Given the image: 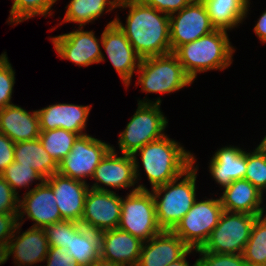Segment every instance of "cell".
<instances>
[{
	"instance_id": "obj_1",
	"label": "cell",
	"mask_w": 266,
	"mask_h": 266,
	"mask_svg": "<svg viewBox=\"0 0 266 266\" xmlns=\"http://www.w3.org/2000/svg\"><path fill=\"white\" fill-rule=\"evenodd\" d=\"M129 8L126 25L115 23L125 33L134 51L143 59L171 53L169 15L138 0H119L117 8Z\"/></svg>"
},
{
	"instance_id": "obj_2",
	"label": "cell",
	"mask_w": 266,
	"mask_h": 266,
	"mask_svg": "<svg viewBox=\"0 0 266 266\" xmlns=\"http://www.w3.org/2000/svg\"><path fill=\"white\" fill-rule=\"evenodd\" d=\"M137 153L141 157L151 189L182 176L193 165V154L166 134L158 140L147 143L132 155L135 160L136 183L140 180Z\"/></svg>"
},
{
	"instance_id": "obj_3",
	"label": "cell",
	"mask_w": 266,
	"mask_h": 266,
	"mask_svg": "<svg viewBox=\"0 0 266 266\" xmlns=\"http://www.w3.org/2000/svg\"><path fill=\"white\" fill-rule=\"evenodd\" d=\"M234 52L227 31L216 29L193 42L181 45L174 54L194 82L197 73L221 71L229 67L233 62Z\"/></svg>"
},
{
	"instance_id": "obj_4",
	"label": "cell",
	"mask_w": 266,
	"mask_h": 266,
	"mask_svg": "<svg viewBox=\"0 0 266 266\" xmlns=\"http://www.w3.org/2000/svg\"><path fill=\"white\" fill-rule=\"evenodd\" d=\"M195 161L197 160L193 155V165L182 176L151 190L155 201L157 223L162 230L172 231L197 200L198 167L194 166ZM181 178L183 179L180 180Z\"/></svg>"
},
{
	"instance_id": "obj_5",
	"label": "cell",
	"mask_w": 266,
	"mask_h": 266,
	"mask_svg": "<svg viewBox=\"0 0 266 266\" xmlns=\"http://www.w3.org/2000/svg\"><path fill=\"white\" fill-rule=\"evenodd\" d=\"M161 98L155 102L146 98L138 101V107L126 128L119 134L118 145L122 154L133 155L147 143L162 138L167 118L161 112Z\"/></svg>"
},
{
	"instance_id": "obj_6",
	"label": "cell",
	"mask_w": 266,
	"mask_h": 266,
	"mask_svg": "<svg viewBox=\"0 0 266 266\" xmlns=\"http://www.w3.org/2000/svg\"><path fill=\"white\" fill-rule=\"evenodd\" d=\"M131 190L125 199L121 197L118 229L146 242L162 231L156 219L153 193L142 184Z\"/></svg>"
},
{
	"instance_id": "obj_7",
	"label": "cell",
	"mask_w": 266,
	"mask_h": 266,
	"mask_svg": "<svg viewBox=\"0 0 266 266\" xmlns=\"http://www.w3.org/2000/svg\"><path fill=\"white\" fill-rule=\"evenodd\" d=\"M136 72L139 74L137 84L146 93L176 92L193 83L173 52L143 58Z\"/></svg>"
},
{
	"instance_id": "obj_8",
	"label": "cell",
	"mask_w": 266,
	"mask_h": 266,
	"mask_svg": "<svg viewBox=\"0 0 266 266\" xmlns=\"http://www.w3.org/2000/svg\"><path fill=\"white\" fill-rule=\"evenodd\" d=\"M257 217L247 213L223 211L208 240L195 251L243 254Z\"/></svg>"
},
{
	"instance_id": "obj_9",
	"label": "cell",
	"mask_w": 266,
	"mask_h": 266,
	"mask_svg": "<svg viewBox=\"0 0 266 266\" xmlns=\"http://www.w3.org/2000/svg\"><path fill=\"white\" fill-rule=\"evenodd\" d=\"M223 211L219 198L196 200L172 231L190 248H201L217 226Z\"/></svg>"
},
{
	"instance_id": "obj_10",
	"label": "cell",
	"mask_w": 266,
	"mask_h": 266,
	"mask_svg": "<svg viewBox=\"0 0 266 266\" xmlns=\"http://www.w3.org/2000/svg\"><path fill=\"white\" fill-rule=\"evenodd\" d=\"M112 146L88 134L78 136L71 151L58 163V173L72 179L85 181L92 178L96 167Z\"/></svg>"
},
{
	"instance_id": "obj_11",
	"label": "cell",
	"mask_w": 266,
	"mask_h": 266,
	"mask_svg": "<svg viewBox=\"0 0 266 266\" xmlns=\"http://www.w3.org/2000/svg\"><path fill=\"white\" fill-rule=\"evenodd\" d=\"M169 20L173 53L181 45L193 42L216 30L201 0H194L180 11L169 15Z\"/></svg>"
},
{
	"instance_id": "obj_12",
	"label": "cell",
	"mask_w": 266,
	"mask_h": 266,
	"mask_svg": "<svg viewBox=\"0 0 266 266\" xmlns=\"http://www.w3.org/2000/svg\"><path fill=\"white\" fill-rule=\"evenodd\" d=\"M78 28L69 33L50 37L58 57L80 67L105 61L99 44L101 37L97 39L93 31H84V27Z\"/></svg>"
},
{
	"instance_id": "obj_13",
	"label": "cell",
	"mask_w": 266,
	"mask_h": 266,
	"mask_svg": "<svg viewBox=\"0 0 266 266\" xmlns=\"http://www.w3.org/2000/svg\"><path fill=\"white\" fill-rule=\"evenodd\" d=\"M121 216V197L114 191L89 189L80 224L94 232L118 228Z\"/></svg>"
},
{
	"instance_id": "obj_14",
	"label": "cell",
	"mask_w": 266,
	"mask_h": 266,
	"mask_svg": "<svg viewBox=\"0 0 266 266\" xmlns=\"http://www.w3.org/2000/svg\"><path fill=\"white\" fill-rule=\"evenodd\" d=\"M101 39L100 44L104 48L110 62L125 87H128L133 73L140 67L142 58L134 51L125 33L115 23V19L106 25L101 34Z\"/></svg>"
},
{
	"instance_id": "obj_15",
	"label": "cell",
	"mask_w": 266,
	"mask_h": 266,
	"mask_svg": "<svg viewBox=\"0 0 266 266\" xmlns=\"http://www.w3.org/2000/svg\"><path fill=\"white\" fill-rule=\"evenodd\" d=\"M21 226V223H17L7 248L0 256V265L4 264L11 255L18 266H32L46 259L49 244L44 229L31 226L20 235Z\"/></svg>"
},
{
	"instance_id": "obj_16",
	"label": "cell",
	"mask_w": 266,
	"mask_h": 266,
	"mask_svg": "<svg viewBox=\"0 0 266 266\" xmlns=\"http://www.w3.org/2000/svg\"><path fill=\"white\" fill-rule=\"evenodd\" d=\"M93 179L95 183L89 187L97 191H110L107 186L118 190L134 187L136 179L133 156L122 154L119 157L113 146L96 167L92 176ZM101 184L105 185L106 188L101 186Z\"/></svg>"
},
{
	"instance_id": "obj_17",
	"label": "cell",
	"mask_w": 266,
	"mask_h": 266,
	"mask_svg": "<svg viewBox=\"0 0 266 266\" xmlns=\"http://www.w3.org/2000/svg\"><path fill=\"white\" fill-rule=\"evenodd\" d=\"M25 215L35 222L32 227L38 228L62 221L54 192L46 181L37 183L36 187L24 194L22 200L19 199L18 221H21L18 223H24Z\"/></svg>"
},
{
	"instance_id": "obj_18",
	"label": "cell",
	"mask_w": 266,
	"mask_h": 266,
	"mask_svg": "<svg viewBox=\"0 0 266 266\" xmlns=\"http://www.w3.org/2000/svg\"><path fill=\"white\" fill-rule=\"evenodd\" d=\"M45 181L52 187L62 220L81 222L86 194L90 189L86 182L54 173Z\"/></svg>"
},
{
	"instance_id": "obj_19",
	"label": "cell",
	"mask_w": 266,
	"mask_h": 266,
	"mask_svg": "<svg viewBox=\"0 0 266 266\" xmlns=\"http://www.w3.org/2000/svg\"><path fill=\"white\" fill-rule=\"evenodd\" d=\"M190 247L173 231L162 230L143 242L136 266H168L180 259Z\"/></svg>"
},
{
	"instance_id": "obj_20",
	"label": "cell",
	"mask_w": 266,
	"mask_h": 266,
	"mask_svg": "<svg viewBox=\"0 0 266 266\" xmlns=\"http://www.w3.org/2000/svg\"><path fill=\"white\" fill-rule=\"evenodd\" d=\"M91 106L69 103H56L37 110L40 130L65 129L78 134H87L86 122Z\"/></svg>"
},
{
	"instance_id": "obj_21",
	"label": "cell",
	"mask_w": 266,
	"mask_h": 266,
	"mask_svg": "<svg viewBox=\"0 0 266 266\" xmlns=\"http://www.w3.org/2000/svg\"><path fill=\"white\" fill-rule=\"evenodd\" d=\"M100 257L121 266H136L143 241L118 228L102 231Z\"/></svg>"
},
{
	"instance_id": "obj_22",
	"label": "cell",
	"mask_w": 266,
	"mask_h": 266,
	"mask_svg": "<svg viewBox=\"0 0 266 266\" xmlns=\"http://www.w3.org/2000/svg\"><path fill=\"white\" fill-rule=\"evenodd\" d=\"M40 132L37 110L29 113L14 104L0 109V133L14 143L37 139Z\"/></svg>"
},
{
	"instance_id": "obj_23",
	"label": "cell",
	"mask_w": 266,
	"mask_h": 266,
	"mask_svg": "<svg viewBox=\"0 0 266 266\" xmlns=\"http://www.w3.org/2000/svg\"><path fill=\"white\" fill-rule=\"evenodd\" d=\"M223 190L219 199L224 211L264 215V193L246 179L235 180Z\"/></svg>"
},
{
	"instance_id": "obj_24",
	"label": "cell",
	"mask_w": 266,
	"mask_h": 266,
	"mask_svg": "<svg viewBox=\"0 0 266 266\" xmlns=\"http://www.w3.org/2000/svg\"><path fill=\"white\" fill-rule=\"evenodd\" d=\"M247 166V151L237 146H225L215 152L209 163L213 179L226 187L233 181L244 179Z\"/></svg>"
},
{
	"instance_id": "obj_25",
	"label": "cell",
	"mask_w": 266,
	"mask_h": 266,
	"mask_svg": "<svg viewBox=\"0 0 266 266\" xmlns=\"http://www.w3.org/2000/svg\"><path fill=\"white\" fill-rule=\"evenodd\" d=\"M205 5L212 25L216 29L229 31L238 26L250 7V0H201Z\"/></svg>"
},
{
	"instance_id": "obj_26",
	"label": "cell",
	"mask_w": 266,
	"mask_h": 266,
	"mask_svg": "<svg viewBox=\"0 0 266 266\" xmlns=\"http://www.w3.org/2000/svg\"><path fill=\"white\" fill-rule=\"evenodd\" d=\"M14 161L32 167L44 179L58 172V163L44 149L39 138L15 143Z\"/></svg>"
},
{
	"instance_id": "obj_27",
	"label": "cell",
	"mask_w": 266,
	"mask_h": 266,
	"mask_svg": "<svg viewBox=\"0 0 266 266\" xmlns=\"http://www.w3.org/2000/svg\"><path fill=\"white\" fill-rule=\"evenodd\" d=\"M66 248L80 266H89L100 257L99 233L73 222L70 225L69 246Z\"/></svg>"
},
{
	"instance_id": "obj_28",
	"label": "cell",
	"mask_w": 266,
	"mask_h": 266,
	"mask_svg": "<svg viewBox=\"0 0 266 266\" xmlns=\"http://www.w3.org/2000/svg\"><path fill=\"white\" fill-rule=\"evenodd\" d=\"M118 2L119 0H70L65 7L67 10L62 23L74 22L83 27L98 19L105 11L116 9Z\"/></svg>"
},
{
	"instance_id": "obj_29",
	"label": "cell",
	"mask_w": 266,
	"mask_h": 266,
	"mask_svg": "<svg viewBox=\"0 0 266 266\" xmlns=\"http://www.w3.org/2000/svg\"><path fill=\"white\" fill-rule=\"evenodd\" d=\"M242 255L248 266L266 265V214L256 218Z\"/></svg>"
},
{
	"instance_id": "obj_30",
	"label": "cell",
	"mask_w": 266,
	"mask_h": 266,
	"mask_svg": "<svg viewBox=\"0 0 266 266\" xmlns=\"http://www.w3.org/2000/svg\"><path fill=\"white\" fill-rule=\"evenodd\" d=\"M78 134L57 128L52 130H41L39 139L48 154L57 163L61 162L71 151Z\"/></svg>"
},
{
	"instance_id": "obj_31",
	"label": "cell",
	"mask_w": 266,
	"mask_h": 266,
	"mask_svg": "<svg viewBox=\"0 0 266 266\" xmlns=\"http://www.w3.org/2000/svg\"><path fill=\"white\" fill-rule=\"evenodd\" d=\"M12 8L8 22L13 25H18L24 20L30 19L33 16L41 15L47 17L53 14L52 6L57 0H12ZM15 23V24H14Z\"/></svg>"
},
{
	"instance_id": "obj_32",
	"label": "cell",
	"mask_w": 266,
	"mask_h": 266,
	"mask_svg": "<svg viewBox=\"0 0 266 266\" xmlns=\"http://www.w3.org/2000/svg\"><path fill=\"white\" fill-rule=\"evenodd\" d=\"M12 187L14 193L18 196L17 188L28 187L34 180L43 183L45 179L32 167L12 162L0 174Z\"/></svg>"
},
{
	"instance_id": "obj_33",
	"label": "cell",
	"mask_w": 266,
	"mask_h": 266,
	"mask_svg": "<svg viewBox=\"0 0 266 266\" xmlns=\"http://www.w3.org/2000/svg\"><path fill=\"white\" fill-rule=\"evenodd\" d=\"M244 179L253 184L262 193L266 192V155L257 148L247 152V166Z\"/></svg>"
},
{
	"instance_id": "obj_34",
	"label": "cell",
	"mask_w": 266,
	"mask_h": 266,
	"mask_svg": "<svg viewBox=\"0 0 266 266\" xmlns=\"http://www.w3.org/2000/svg\"><path fill=\"white\" fill-rule=\"evenodd\" d=\"M15 84V70L8 60L6 52L0 55V109L13 104L11 102Z\"/></svg>"
},
{
	"instance_id": "obj_35",
	"label": "cell",
	"mask_w": 266,
	"mask_h": 266,
	"mask_svg": "<svg viewBox=\"0 0 266 266\" xmlns=\"http://www.w3.org/2000/svg\"><path fill=\"white\" fill-rule=\"evenodd\" d=\"M200 254L198 266H248L242 254H218L196 251Z\"/></svg>"
},
{
	"instance_id": "obj_36",
	"label": "cell",
	"mask_w": 266,
	"mask_h": 266,
	"mask_svg": "<svg viewBox=\"0 0 266 266\" xmlns=\"http://www.w3.org/2000/svg\"><path fill=\"white\" fill-rule=\"evenodd\" d=\"M73 222L74 221L70 220H62L43 228L48 240L49 247L66 248V246H69L70 225Z\"/></svg>"
},
{
	"instance_id": "obj_37",
	"label": "cell",
	"mask_w": 266,
	"mask_h": 266,
	"mask_svg": "<svg viewBox=\"0 0 266 266\" xmlns=\"http://www.w3.org/2000/svg\"><path fill=\"white\" fill-rule=\"evenodd\" d=\"M0 175V213H19V198Z\"/></svg>"
},
{
	"instance_id": "obj_38",
	"label": "cell",
	"mask_w": 266,
	"mask_h": 266,
	"mask_svg": "<svg viewBox=\"0 0 266 266\" xmlns=\"http://www.w3.org/2000/svg\"><path fill=\"white\" fill-rule=\"evenodd\" d=\"M18 223V213H0V256L8 246Z\"/></svg>"
},
{
	"instance_id": "obj_39",
	"label": "cell",
	"mask_w": 266,
	"mask_h": 266,
	"mask_svg": "<svg viewBox=\"0 0 266 266\" xmlns=\"http://www.w3.org/2000/svg\"><path fill=\"white\" fill-rule=\"evenodd\" d=\"M67 252L68 248L49 247L48 254L44 260L47 261L46 266H80L76 259Z\"/></svg>"
},
{
	"instance_id": "obj_40",
	"label": "cell",
	"mask_w": 266,
	"mask_h": 266,
	"mask_svg": "<svg viewBox=\"0 0 266 266\" xmlns=\"http://www.w3.org/2000/svg\"><path fill=\"white\" fill-rule=\"evenodd\" d=\"M158 11L171 15L191 4L194 0H138Z\"/></svg>"
},
{
	"instance_id": "obj_41",
	"label": "cell",
	"mask_w": 266,
	"mask_h": 266,
	"mask_svg": "<svg viewBox=\"0 0 266 266\" xmlns=\"http://www.w3.org/2000/svg\"><path fill=\"white\" fill-rule=\"evenodd\" d=\"M15 143L6 135L0 133V174L14 162Z\"/></svg>"
},
{
	"instance_id": "obj_42",
	"label": "cell",
	"mask_w": 266,
	"mask_h": 266,
	"mask_svg": "<svg viewBox=\"0 0 266 266\" xmlns=\"http://www.w3.org/2000/svg\"><path fill=\"white\" fill-rule=\"evenodd\" d=\"M254 32L259 40L266 43V10L262 13L254 27Z\"/></svg>"
},
{
	"instance_id": "obj_43",
	"label": "cell",
	"mask_w": 266,
	"mask_h": 266,
	"mask_svg": "<svg viewBox=\"0 0 266 266\" xmlns=\"http://www.w3.org/2000/svg\"><path fill=\"white\" fill-rule=\"evenodd\" d=\"M195 249L190 248L180 259L170 263L168 266H198V259L193 265H189V262L186 260L188 254L192 253Z\"/></svg>"
},
{
	"instance_id": "obj_44",
	"label": "cell",
	"mask_w": 266,
	"mask_h": 266,
	"mask_svg": "<svg viewBox=\"0 0 266 266\" xmlns=\"http://www.w3.org/2000/svg\"><path fill=\"white\" fill-rule=\"evenodd\" d=\"M89 266H121L119 264H116L114 262L105 260L101 257H99L98 259H96L91 265Z\"/></svg>"
},
{
	"instance_id": "obj_45",
	"label": "cell",
	"mask_w": 266,
	"mask_h": 266,
	"mask_svg": "<svg viewBox=\"0 0 266 266\" xmlns=\"http://www.w3.org/2000/svg\"><path fill=\"white\" fill-rule=\"evenodd\" d=\"M260 152L266 155V135L260 142V144L256 147Z\"/></svg>"
}]
</instances>
